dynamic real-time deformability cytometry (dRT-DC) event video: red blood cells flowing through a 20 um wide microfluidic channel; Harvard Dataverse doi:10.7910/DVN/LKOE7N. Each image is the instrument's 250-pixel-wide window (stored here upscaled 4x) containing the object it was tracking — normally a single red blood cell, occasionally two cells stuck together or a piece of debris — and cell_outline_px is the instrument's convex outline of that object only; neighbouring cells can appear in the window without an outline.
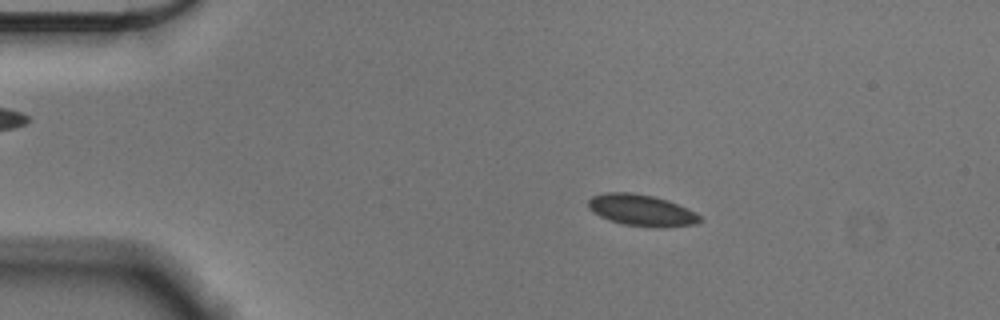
{"species": "Egyptian fruit bat (a non-hibernating species)", "species_latin": "Rousettus aegyptiacus", "temperature_condition": "cold", "stored_images_in_passage": 56, "camera_frame_rate_fps": 3000, "um_per_image_px": 0.085, "animal": {"sex": "male"}, "frame": {"image": 1, "passage_image": 10, "time_ms": 3.0, "image_size_px": [1000, 320], "cell_outline_px": [[704, 220], [696, 224], [624, 224], [608, 220], [592, 212], [588, 208], [588, 200], [592, 196], [604, 192], [632, 192], [652, 196], [668, 200], [688, 208], [696, 212]], "centroid_in_image_um": [54.46, 17.8], "position_along_channel_um": 30.5, "area_um2": 19.65}}
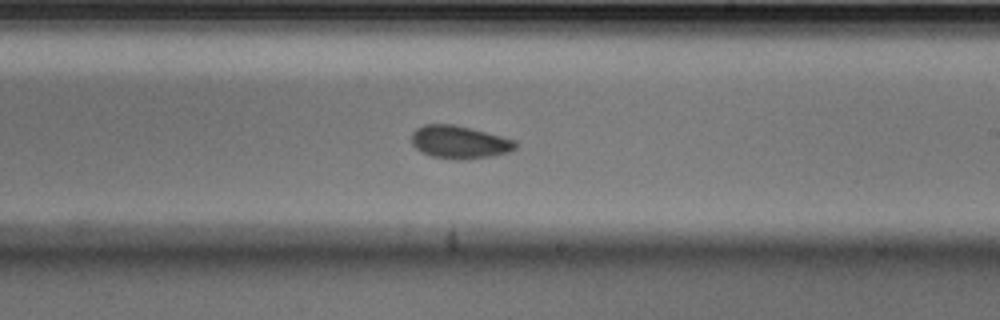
{"frame": {"image": 2, "passage_image": 33, "time_ms": 10.667, "image_size_px": [1000, 320], "cell_outline_px": [[516, 148], [508, 152], [488, 156], [460, 160], [432, 156], [420, 152], [412, 144], [412, 132], [416, 128], [424, 124], [452, 124], [516, 140]], "centroid_in_image_um": [39.0, 12.08], "position_along_channel_um": 250.0, "area_um2": 19.59}}
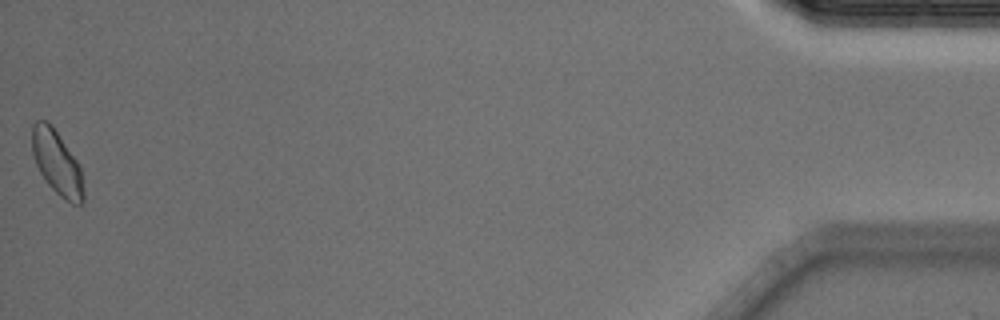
{"frame": {"image": 3, "passage_image": 56, "time_ms": 18.333, "image_size_px": [1000, 320], "cell_outline_px": [[84, 204], [72, 204], [60, 196], [48, 184], [40, 172], [36, 164], [32, 152], [32, 124], [36, 120], [48, 120], [52, 124], [80, 164], [84, 192]], "centroid_in_image_um": [4.85, 13.81], "position_along_channel_um": 430.3, "area_um2": 19.48}, "authors_computed_cell_mechanics": {"area_um2": 19.4786, "velocity_mm_per_s": 3.5551, "shape_relaxation_time_tau1_ms": 4.0559, "shape_relaxation_time_tau2_ms": 2.9099, "deformation_change_tau1": 0.0695, "deformation_change_tau2": 0.0554}}